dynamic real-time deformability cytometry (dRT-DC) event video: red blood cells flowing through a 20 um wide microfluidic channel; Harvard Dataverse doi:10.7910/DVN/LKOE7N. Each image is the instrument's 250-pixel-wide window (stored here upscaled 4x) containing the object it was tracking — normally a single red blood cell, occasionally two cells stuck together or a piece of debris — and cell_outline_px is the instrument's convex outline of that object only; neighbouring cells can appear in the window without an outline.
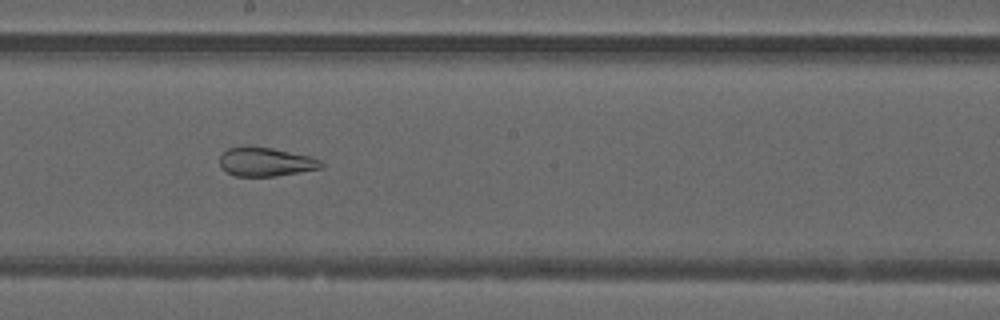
{"species": "common noctule bat (a hibernating species)", "species_latin": "Nyctalus noctula", "temperature_condition": "warm", "stored_images_in_passage": 51, "camera_frame_rate_fps": 3000, "um_per_image_px": 0.085, "animal": {"sex": "male", "forearm_length_mm": 52.5}, "frame": {"image": 1, "passage_image": 28, "time_ms": 9.0, "image_size_px": [1000, 320], "cell_outline_px": [[324, 168], [276, 176], [236, 176], [220, 168], [220, 156], [228, 148], [272, 148], [312, 156], [320, 160], [324, 164]], "centroid_in_image_um": [22.65, 13.78], "position_along_channel_um": 225.6, "area_um2": 16.82}}
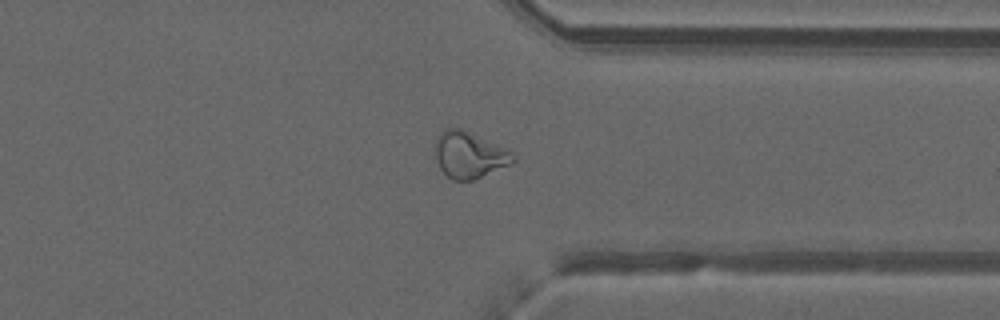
{"frame": {"image": 2, "passage_image": 39, "time_ms": 12.667, "image_size_px": [1000, 320], "cell_outline_px": [[516, 160], [508, 164], [472, 180], [452, 180], [440, 168], [436, 160], [436, 140], [440, 132], [444, 128], [460, 128], [504, 148], [512, 152], [516, 156]], "centroid_in_image_um": [39.85, 13.16], "position_along_channel_um": 371.5, "area_um2": 20.46}}
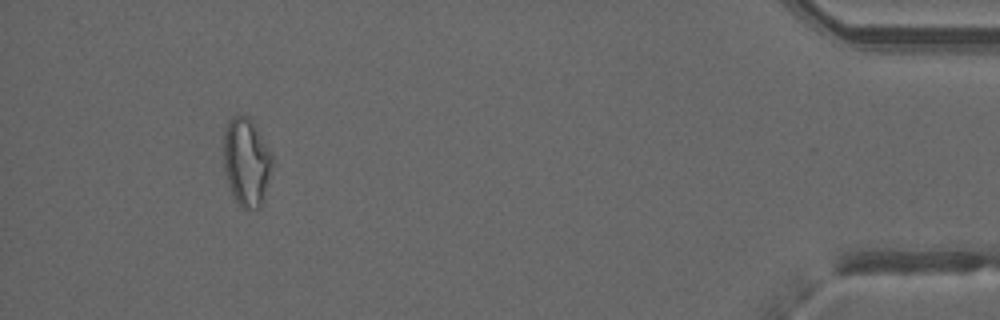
{"frame": {"image": 3, "passage_image": 47, "time_ms": 15.333, "image_size_px": [1000, 320], "cell_outline_px": [[272, 164], [264, 200], [260, 208], [240, 208], [232, 192], [224, 168], [224, 128], [228, 120], [232, 116], [248, 116], [256, 124], [272, 156]], "centroid_in_image_um": [20.95, 13.74], "position_along_channel_um": 414.2, "area_um2": 24.91}, "authors_computed_cell_mechanics": {"area_um2": 23.8136, "velocity_mm_per_s": 4.0356, "shape_relaxation_time_tau1_ms": null, "shape_relaxation_time_tau2_ms": 2.1955, "deformation_change_tau1": null, "deformation_change_tau2": 0.0957}}